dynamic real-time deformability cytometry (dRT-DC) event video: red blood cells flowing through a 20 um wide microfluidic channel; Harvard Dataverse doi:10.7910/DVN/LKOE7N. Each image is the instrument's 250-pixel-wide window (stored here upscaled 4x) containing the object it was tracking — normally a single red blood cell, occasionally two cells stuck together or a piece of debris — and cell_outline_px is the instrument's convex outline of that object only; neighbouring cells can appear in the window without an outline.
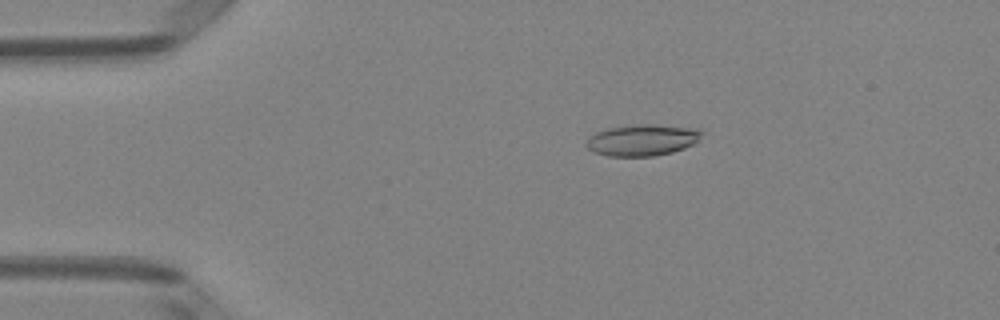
{"species": "Egyptian fruit bat (a non-hibernating species)", "species_latin": "Rousettus aegyptiacus", "temperature_condition": "room temperature", "stored_images_in_passage": 51, "camera_frame_rate_fps": 3000, "um_per_image_px": 0.085, "animal": {"sex": "female"}, "frame": {"image": 1, "passage_image": 10, "time_ms": 3.0, "image_size_px": [1000, 320], "cell_outline_px": [[704, 132], [692, 144], [684, 148], [672, 152], [656, 156], [608, 156], [596, 152], [588, 148], [584, 144], [588, 136], [604, 128], [636, 124], [656, 124], [688, 128]], "centroid_in_image_um": [54.51, 11.9], "position_along_channel_um": 30.5, "area_um2": 21.04}}
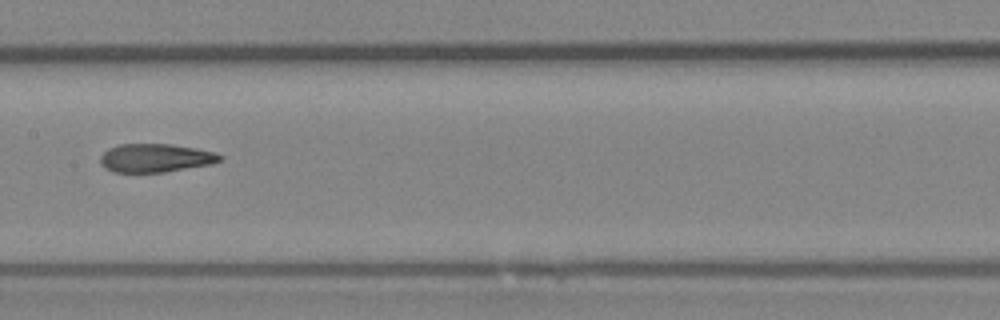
{"frame": {"image": 2, "passage_image": 26, "time_ms": 8.333, "image_size_px": [1000, 320], "cell_outline_px": [[224, 156], [220, 160], [212, 164], [164, 172], [112, 172], [100, 164], [100, 156], [108, 148], [120, 144], [172, 144], [196, 148], [216, 152]], "centroid_in_image_um": [13.22, 13.42], "position_along_channel_um": 194.2, "area_um2": 19.94}}
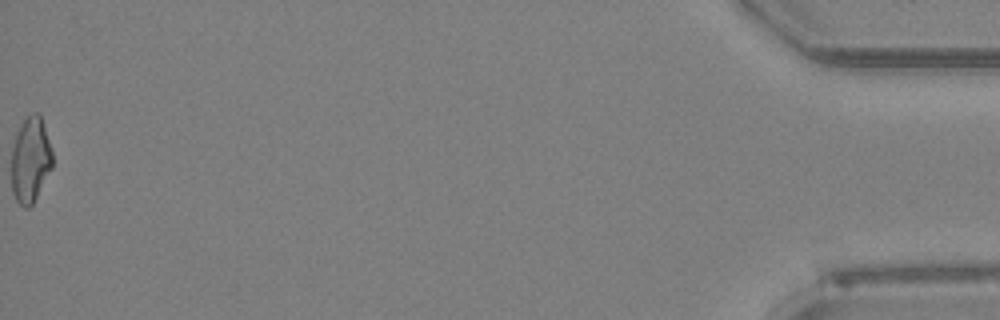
{"frame": {"image": 3, "passage_image": 51, "time_ms": 16.667, "image_size_px": [1000, 320], "cell_outline_px": [[52, 168], [32, 204], [28, 208], [24, 208], [16, 200], [12, 192], [12, 148], [16, 132], [24, 120], [32, 112], [40, 112], [52, 152]], "centroid_in_image_um": [2.58, 13.57], "position_along_channel_um": 432.6, "area_um2": 20.35}, "authors_computed_cell_mechanics": {"area_um2": 20.5768, "velocity_mm_per_s": 4.0741, "shape_relaxation_time_tau1_ms": null, "shape_relaxation_time_tau2_ms": 2.701, "deformation_change_tau1": null, "deformation_change_tau2": 0.1252}}